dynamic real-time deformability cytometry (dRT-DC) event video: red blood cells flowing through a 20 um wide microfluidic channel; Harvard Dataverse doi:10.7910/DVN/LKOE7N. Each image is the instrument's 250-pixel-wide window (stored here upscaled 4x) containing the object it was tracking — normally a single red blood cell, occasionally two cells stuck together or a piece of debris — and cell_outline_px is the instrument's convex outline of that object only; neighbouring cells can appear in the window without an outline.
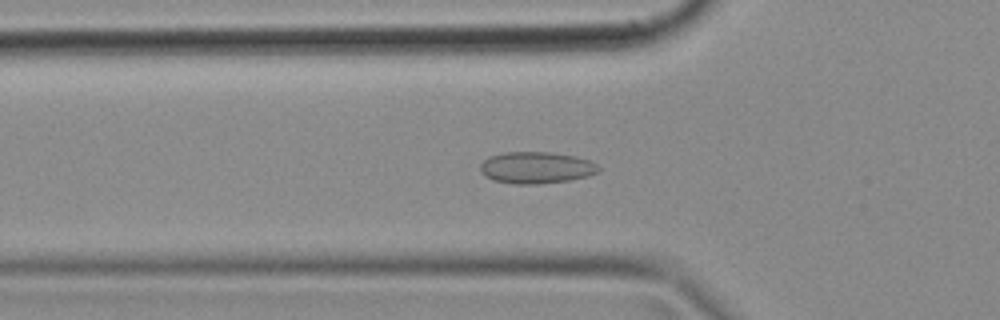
{"species": "common noctule bat (a hibernating species)", "species_latin": "Nyctalus noctula", "temperature_condition": "cold", "stored_images_in_passage": 48, "camera_frame_rate_fps": 3000, "um_per_image_px": 0.085, "animal": {"sex": "female", "body_mass_g": 18.4}, "frame": {"image": 1, "passage_image": 15, "time_ms": 4.667, "image_size_px": [1000, 320], "cell_outline_px": [[600, 172], [588, 176], [568, 180], [536, 184], [512, 184], [492, 180], [484, 176], [480, 172], [480, 164], [488, 156], [504, 152], [548, 152], [576, 156], [588, 160], [596, 164], [600, 168]], "centroid_in_image_um": [45.55, 14.25], "position_along_channel_um": 80.3, "area_um2": 22.02}}
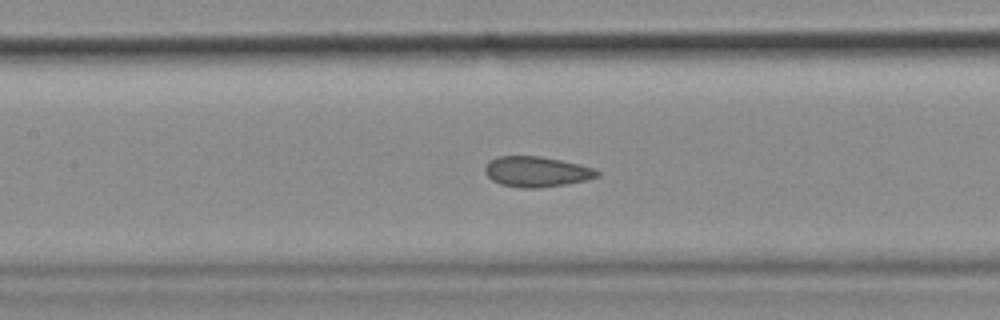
{"frame": {"image": 2, "passage_image": 21, "time_ms": 6.667, "image_size_px": [1000, 320], "cell_outline_px": [[600, 176], [588, 180], [568, 184], [540, 188], [520, 188], [500, 184], [492, 180], [484, 172], [484, 168], [496, 156], [540, 156], [560, 160], [596, 168], [600, 172]], "centroid_in_image_um": [45.65, 14.6], "position_along_channel_um": 161.8, "area_um2": 20.06}}
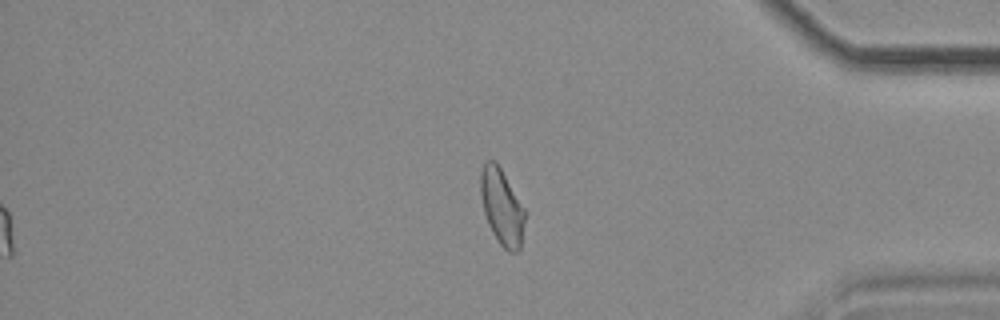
{"frame": {"image": 3, "passage_image": 40, "time_ms": 13.0, "image_size_px": [1000, 320], "cell_outline_px": [[524, 220], [520, 248], [516, 252], [508, 252], [496, 240], [488, 224], [484, 212], [480, 196], [480, 172], [484, 164], [488, 160], [492, 160], [500, 168], [524, 208]], "centroid_in_image_um": [42.62, 17.61], "position_along_channel_um": 392.6, "area_um2": 19.25}}